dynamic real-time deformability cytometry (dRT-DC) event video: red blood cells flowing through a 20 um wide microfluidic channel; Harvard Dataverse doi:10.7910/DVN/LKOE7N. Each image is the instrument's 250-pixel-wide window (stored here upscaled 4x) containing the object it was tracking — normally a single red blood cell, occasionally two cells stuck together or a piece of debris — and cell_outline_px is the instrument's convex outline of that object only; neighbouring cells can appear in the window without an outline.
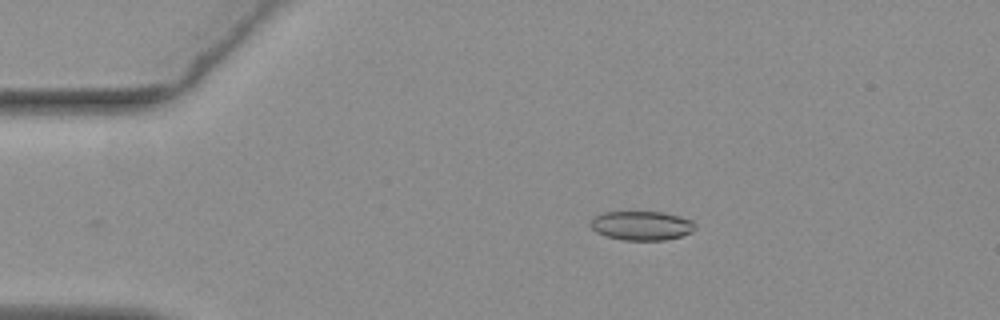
{"species": "common noctule bat (a hibernating species)", "species_latin": "Nyctalus noctula", "temperature_condition": "warm", "stored_images_in_passage": 47, "camera_frame_rate_fps": 3000, "um_per_image_px": 0.085, "animal": {"sex": "female", "body_mass_g": 19.3, "forearm_length_mm": 54.1}, "frame": {"image": 1, "passage_image": 2, "time_ms": 0.333, "image_size_px": [1000, 320], "cell_outline_px": [[696, 228], [692, 232], [680, 236], [664, 240], [624, 240], [604, 236], [596, 232], [588, 224], [596, 216], [604, 212], [660, 212], [680, 216], [692, 220], [696, 224]], "centroid_in_image_um": [54.54, 19.18], "position_along_channel_um": 30.5, "area_um2": 17.8}}
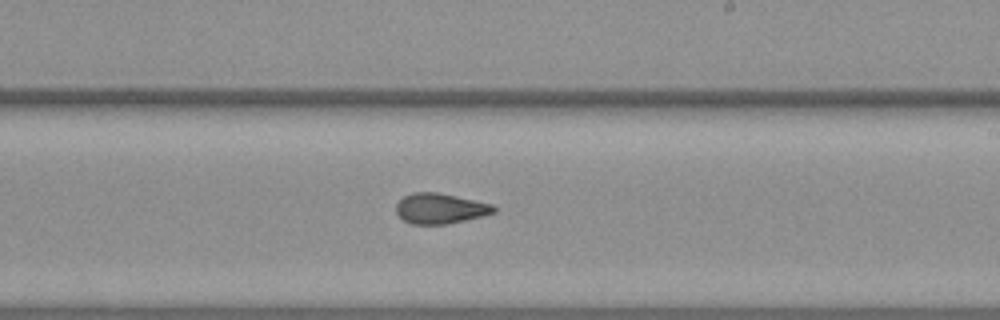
{"frame": {"image": 2, "passage_image": 24, "time_ms": 7.667, "image_size_px": [1000, 320], "cell_outline_px": [[496, 212], [448, 224], [412, 224], [404, 220], [396, 212], [396, 204], [404, 196], [412, 192], [436, 192], [456, 196], [492, 204], [496, 208]], "centroid_in_image_um": [37.4, 17.72], "position_along_channel_um": 251.6, "area_um2": 17.11}}
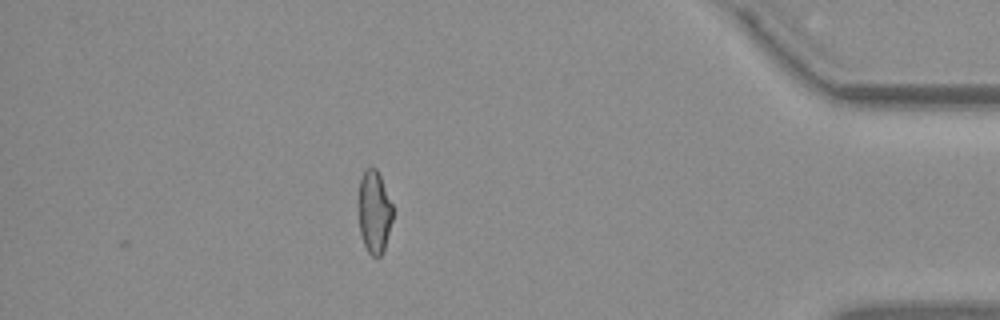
{"frame": {"image": 3, "passage_image": 40, "time_ms": 13.0, "image_size_px": [1000, 320], "cell_outline_px": [[392, 220], [384, 248], [380, 256], [372, 256], [368, 252], [364, 244], [360, 232], [356, 196], [360, 180], [364, 172], [368, 168], [376, 168], [380, 176], [392, 204]], "centroid_in_image_um": [31.77, 17.99], "position_along_channel_um": 403.4, "area_um2": 16.59}, "authors_computed_cell_mechanics": {"area_um2": 17.5712, "velocity_mm_per_s": 3.7393, "shape_relaxation_time_tau1_ms": null, "shape_relaxation_time_tau2_ms": 2.0499, "deformation_change_tau1": null, "deformation_change_tau2": 0.097}}